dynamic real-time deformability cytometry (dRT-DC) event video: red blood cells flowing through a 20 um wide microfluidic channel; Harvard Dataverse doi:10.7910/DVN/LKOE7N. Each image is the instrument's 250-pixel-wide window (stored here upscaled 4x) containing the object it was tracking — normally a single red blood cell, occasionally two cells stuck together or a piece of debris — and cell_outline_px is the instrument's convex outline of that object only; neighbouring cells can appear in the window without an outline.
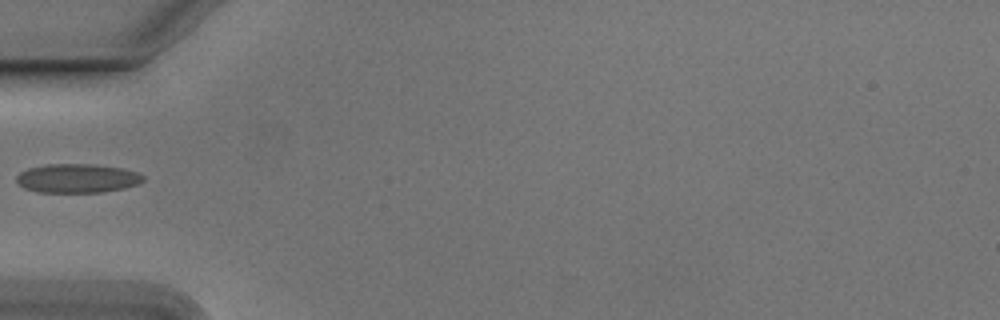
{"species": "Egyptian fruit bat (a non-hibernating species)", "species_latin": "Rousettus aegyptiacus", "temperature_condition": "cold", "stored_images_in_passage": 34, "camera_frame_rate_fps": 3000, "um_per_image_px": 0.085, "animal": {"sex": "male"}, "frame": {"image": 1, "passage_image": 1, "time_ms": 0.0, "image_size_px": [1000, 320], "cell_outline_px": [[144, 180], [140, 184], [124, 188], [100, 192], [36, 192], [24, 188], [16, 180], [16, 176], [20, 172], [28, 168], [44, 164], [92, 164], [120, 168], [136, 172], [144, 176]], "centroid_in_image_um": [6.55, 15.15], "position_along_channel_um": 78.4, "area_um2": 21.39}}
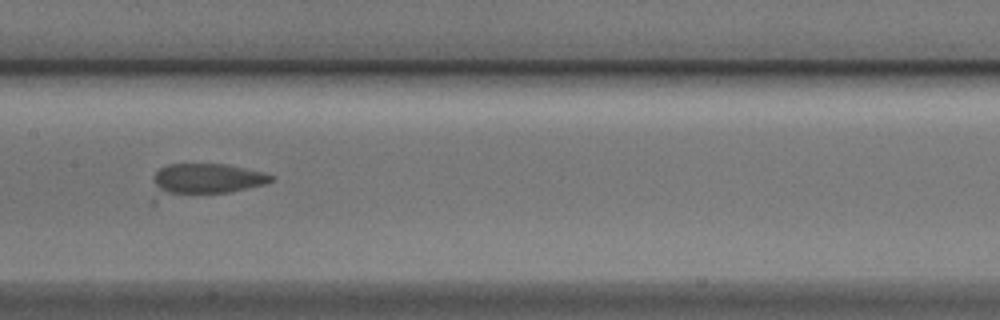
{"frame": {"image": 2, "passage_image": 10, "time_ms": 3.0, "image_size_px": [1000, 320], "cell_outline_px": [[272, 180], [264, 184], [228, 192], [168, 192], [160, 188], [156, 184], [156, 172], [160, 168], [168, 164], [228, 164], [264, 172], [272, 176]], "centroid_in_image_um": [17.71, 15.13], "position_along_channel_um": 189.7, "area_um2": 19.65}}
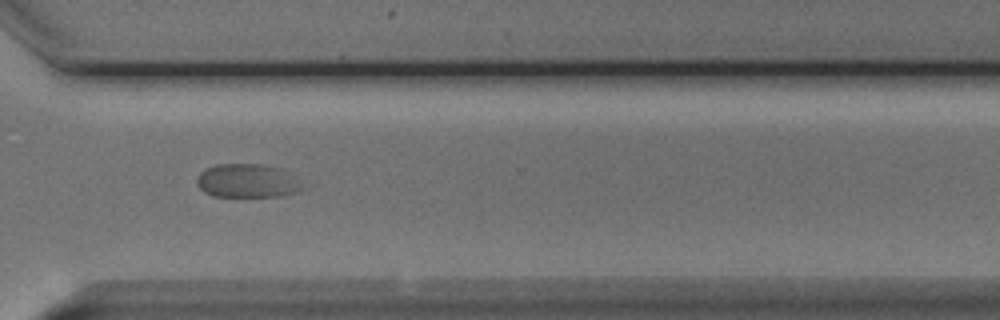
{"frame": {"image": 3, "passage_image": 23, "time_ms": 7.333, "image_size_px": [1000, 320], "cell_outline_px": [[308, 188], [300, 192], [284, 196], [212, 196], [204, 192], [196, 184], [196, 180], [200, 172], [204, 168], [216, 164], [260, 164], [280, 168]], "centroid_in_image_um": [21.02, 15.38], "position_along_channel_um": 349.6, "area_um2": 20.92}}